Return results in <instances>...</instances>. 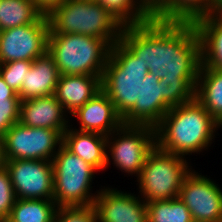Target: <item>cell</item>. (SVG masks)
<instances>
[{
    "label": "cell",
    "mask_w": 222,
    "mask_h": 222,
    "mask_svg": "<svg viewBox=\"0 0 222 222\" xmlns=\"http://www.w3.org/2000/svg\"><path fill=\"white\" fill-rule=\"evenodd\" d=\"M17 197L10 180L9 173L4 167L0 170V220L7 219Z\"/></svg>",
    "instance_id": "obj_30"
},
{
    "label": "cell",
    "mask_w": 222,
    "mask_h": 222,
    "mask_svg": "<svg viewBox=\"0 0 222 222\" xmlns=\"http://www.w3.org/2000/svg\"><path fill=\"white\" fill-rule=\"evenodd\" d=\"M111 46L82 34H49L47 52L61 75L102 76Z\"/></svg>",
    "instance_id": "obj_5"
},
{
    "label": "cell",
    "mask_w": 222,
    "mask_h": 222,
    "mask_svg": "<svg viewBox=\"0 0 222 222\" xmlns=\"http://www.w3.org/2000/svg\"><path fill=\"white\" fill-rule=\"evenodd\" d=\"M4 159L52 161L62 145V135L53 129L15 123L1 138Z\"/></svg>",
    "instance_id": "obj_10"
},
{
    "label": "cell",
    "mask_w": 222,
    "mask_h": 222,
    "mask_svg": "<svg viewBox=\"0 0 222 222\" xmlns=\"http://www.w3.org/2000/svg\"><path fill=\"white\" fill-rule=\"evenodd\" d=\"M168 0H160V11L166 6Z\"/></svg>",
    "instance_id": "obj_36"
},
{
    "label": "cell",
    "mask_w": 222,
    "mask_h": 222,
    "mask_svg": "<svg viewBox=\"0 0 222 222\" xmlns=\"http://www.w3.org/2000/svg\"><path fill=\"white\" fill-rule=\"evenodd\" d=\"M72 118L77 120L78 128L72 124ZM122 125V117L102 90L70 115V126L82 132H95L108 136Z\"/></svg>",
    "instance_id": "obj_15"
},
{
    "label": "cell",
    "mask_w": 222,
    "mask_h": 222,
    "mask_svg": "<svg viewBox=\"0 0 222 222\" xmlns=\"http://www.w3.org/2000/svg\"><path fill=\"white\" fill-rule=\"evenodd\" d=\"M0 97H19L18 93L10 88L0 76Z\"/></svg>",
    "instance_id": "obj_33"
},
{
    "label": "cell",
    "mask_w": 222,
    "mask_h": 222,
    "mask_svg": "<svg viewBox=\"0 0 222 222\" xmlns=\"http://www.w3.org/2000/svg\"><path fill=\"white\" fill-rule=\"evenodd\" d=\"M19 122L27 127L57 130L63 135L70 126V115L53 94L21 101Z\"/></svg>",
    "instance_id": "obj_16"
},
{
    "label": "cell",
    "mask_w": 222,
    "mask_h": 222,
    "mask_svg": "<svg viewBox=\"0 0 222 222\" xmlns=\"http://www.w3.org/2000/svg\"><path fill=\"white\" fill-rule=\"evenodd\" d=\"M44 13L33 0H0V30L38 22Z\"/></svg>",
    "instance_id": "obj_22"
},
{
    "label": "cell",
    "mask_w": 222,
    "mask_h": 222,
    "mask_svg": "<svg viewBox=\"0 0 222 222\" xmlns=\"http://www.w3.org/2000/svg\"><path fill=\"white\" fill-rule=\"evenodd\" d=\"M156 147V130L148 125H127L107 136L106 169L121 171L132 179L140 174L148 154Z\"/></svg>",
    "instance_id": "obj_8"
},
{
    "label": "cell",
    "mask_w": 222,
    "mask_h": 222,
    "mask_svg": "<svg viewBox=\"0 0 222 222\" xmlns=\"http://www.w3.org/2000/svg\"><path fill=\"white\" fill-rule=\"evenodd\" d=\"M49 22L44 15L38 22L0 31V64L33 61L48 49Z\"/></svg>",
    "instance_id": "obj_12"
},
{
    "label": "cell",
    "mask_w": 222,
    "mask_h": 222,
    "mask_svg": "<svg viewBox=\"0 0 222 222\" xmlns=\"http://www.w3.org/2000/svg\"><path fill=\"white\" fill-rule=\"evenodd\" d=\"M103 186L94 201L97 222H147L146 202L132 191Z\"/></svg>",
    "instance_id": "obj_14"
},
{
    "label": "cell",
    "mask_w": 222,
    "mask_h": 222,
    "mask_svg": "<svg viewBox=\"0 0 222 222\" xmlns=\"http://www.w3.org/2000/svg\"><path fill=\"white\" fill-rule=\"evenodd\" d=\"M120 41L164 85L195 90L201 66V43L193 22L162 21L152 17L124 26Z\"/></svg>",
    "instance_id": "obj_1"
},
{
    "label": "cell",
    "mask_w": 222,
    "mask_h": 222,
    "mask_svg": "<svg viewBox=\"0 0 222 222\" xmlns=\"http://www.w3.org/2000/svg\"><path fill=\"white\" fill-rule=\"evenodd\" d=\"M196 100L222 124V70L200 66L195 89Z\"/></svg>",
    "instance_id": "obj_21"
},
{
    "label": "cell",
    "mask_w": 222,
    "mask_h": 222,
    "mask_svg": "<svg viewBox=\"0 0 222 222\" xmlns=\"http://www.w3.org/2000/svg\"><path fill=\"white\" fill-rule=\"evenodd\" d=\"M65 0H33L36 6L47 15L53 8L62 4Z\"/></svg>",
    "instance_id": "obj_31"
},
{
    "label": "cell",
    "mask_w": 222,
    "mask_h": 222,
    "mask_svg": "<svg viewBox=\"0 0 222 222\" xmlns=\"http://www.w3.org/2000/svg\"><path fill=\"white\" fill-rule=\"evenodd\" d=\"M49 34H82L105 40L111 47L124 26L95 0H65L47 15Z\"/></svg>",
    "instance_id": "obj_3"
},
{
    "label": "cell",
    "mask_w": 222,
    "mask_h": 222,
    "mask_svg": "<svg viewBox=\"0 0 222 222\" xmlns=\"http://www.w3.org/2000/svg\"><path fill=\"white\" fill-rule=\"evenodd\" d=\"M220 129L221 125L195 98L171 107L163 116L155 127L156 146L189 160L190 155H204L205 151L211 150Z\"/></svg>",
    "instance_id": "obj_2"
},
{
    "label": "cell",
    "mask_w": 222,
    "mask_h": 222,
    "mask_svg": "<svg viewBox=\"0 0 222 222\" xmlns=\"http://www.w3.org/2000/svg\"><path fill=\"white\" fill-rule=\"evenodd\" d=\"M60 75L54 58L48 52L36 58L22 82L18 94L20 100L53 95Z\"/></svg>",
    "instance_id": "obj_19"
},
{
    "label": "cell",
    "mask_w": 222,
    "mask_h": 222,
    "mask_svg": "<svg viewBox=\"0 0 222 222\" xmlns=\"http://www.w3.org/2000/svg\"><path fill=\"white\" fill-rule=\"evenodd\" d=\"M147 222H194L190 210L179 199L146 202Z\"/></svg>",
    "instance_id": "obj_25"
},
{
    "label": "cell",
    "mask_w": 222,
    "mask_h": 222,
    "mask_svg": "<svg viewBox=\"0 0 222 222\" xmlns=\"http://www.w3.org/2000/svg\"><path fill=\"white\" fill-rule=\"evenodd\" d=\"M222 13V0H211V14Z\"/></svg>",
    "instance_id": "obj_34"
},
{
    "label": "cell",
    "mask_w": 222,
    "mask_h": 222,
    "mask_svg": "<svg viewBox=\"0 0 222 222\" xmlns=\"http://www.w3.org/2000/svg\"><path fill=\"white\" fill-rule=\"evenodd\" d=\"M57 208L54 200L17 198L7 219L10 222H53Z\"/></svg>",
    "instance_id": "obj_23"
},
{
    "label": "cell",
    "mask_w": 222,
    "mask_h": 222,
    "mask_svg": "<svg viewBox=\"0 0 222 222\" xmlns=\"http://www.w3.org/2000/svg\"><path fill=\"white\" fill-rule=\"evenodd\" d=\"M118 19L123 26L148 22L152 16L137 0H95Z\"/></svg>",
    "instance_id": "obj_26"
},
{
    "label": "cell",
    "mask_w": 222,
    "mask_h": 222,
    "mask_svg": "<svg viewBox=\"0 0 222 222\" xmlns=\"http://www.w3.org/2000/svg\"><path fill=\"white\" fill-rule=\"evenodd\" d=\"M137 1L152 17H155L160 12V0H137Z\"/></svg>",
    "instance_id": "obj_32"
},
{
    "label": "cell",
    "mask_w": 222,
    "mask_h": 222,
    "mask_svg": "<svg viewBox=\"0 0 222 222\" xmlns=\"http://www.w3.org/2000/svg\"><path fill=\"white\" fill-rule=\"evenodd\" d=\"M101 78L94 75H60L54 95L71 115L102 90Z\"/></svg>",
    "instance_id": "obj_17"
},
{
    "label": "cell",
    "mask_w": 222,
    "mask_h": 222,
    "mask_svg": "<svg viewBox=\"0 0 222 222\" xmlns=\"http://www.w3.org/2000/svg\"><path fill=\"white\" fill-rule=\"evenodd\" d=\"M4 167H5L4 152H3L2 144L0 142V170Z\"/></svg>",
    "instance_id": "obj_35"
},
{
    "label": "cell",
    "mask_w": 222,
    "mask_h": 222,
    "mask_svg": "<svg viewBox=\"0 0 222 222\" xmlns=\"http://www.w3.org/2000/svg\"><path fill=\"white\" fill-rule=\"evenodd\" d=\"M211 14V0H168L155 16L162 21L195 22Z\"/></svg>",
    "instance_id": "obj_24"
},
{
    "label": "cell",
    "mask_w": 222,
    "mask_h": 222,
    "mask_svg": "<svg viewBox=\"0 0 222 222\" xmlns=\"http://www.w3.org/2000/svg\"><path fill=\"white\" fill-rule=\"evenodd\" d=\"M201 43V65L222 70V13H214L194 22Z\"/></svg>",
    "instance_id": "obj_20"
},
{
    "label": "cell",
    "mask_w": 222,
    "mask_h": 222,
    "mask_svg": "<svg viewBox=\"0 0 222 222\" xmlns=\"http://www.w3.org/2000/svg\"><path fill=\"white\" fill-rule=\"evenodd\" d=\"M18 199L53 200V163L45 160L5 161Z\"/></svg>",
    "instance_id": "obj_13"
},
{
    "label": "cell",
    "mask_w": 222,
    "mask_h": 222,
    "mask_svg": "<svg viewBox=\"0 0 222 222\" xmlns=\"http://www.w3.org/2000/svg\"><path fill=\"white\" fill-rule=\"evenodd\" d=\"M53 222H97L94 205L88 206H60Z\"/></svg>",
    "instance_id": "obj_28"
},
{
    "label": "cell",
    "mask_w": 222,
    "mask_h": 222,
    "mask_svg": "<svg viewBox=\"0 0 222 222\" xmlns=\"http://www.w3.org/2000/svg\"><path fill=\"white\" fill-rule=\"evenodd\" d=\"M1 222H10L8 219L0 220Z\"/></svg>",
    "instance_id": "obj_37"
},
{
    "label": "cell",
    "mask_w": 222,
    "mask_h": 222,
    "mask_svg": "<svg viewBox=\"0 0 222 222\" xmlns=\"http://www.w3.org/2000/svg\"><path fill=\"white\" fill-rule=\"evenodd\" d=\"M216 182L195 169L185 177L178 198L194 222H222V188Z\"/></svg>",
    "instance_id": "obj_11"
},
{
    "label": "cell",
    "mask_w": 222,
    "mask_h": 222,
    "mask_svg": "<svg viewBox=\"0 0 222 222\" xmlns=\"http://www.w3.org/2000/svg\"><path fill=\"white\" fill-rule=\"evenodd\" d=\"M32 63L33 61L16 60L0 64V76L10 88L19 94L26 72L29 71Z\"/></svg>",
    "instance_id": "obj_27"
},
{
    "label": "cell",
    "mask_w": 222,
    "mask_h": 222,
    "mask_svg": "<svg viewBox=\"0 0 222 222\" xmlns=\"http://www.w3.org/2000/svg\"><path fill=\"white\" fill-rule=\"evenodd\" d=\"M52 163L53 200L57 206L94 205L95 198L103 187L100 184L101 187L93 191L95 174L99 172L63 145L58 148Z\"/></svg>",
    "instance_id": "obj_7"
},
{
    "label": "cell",
    "mask_w": 222,
    "mask_h": 222,
    "mask_svg": "<svg viewBox=\"0 0 222 222\" xmlns=\"http://www.w3.org/2000/svg\"><path fill=\"white\" fill-rule=\"evenodd\" d=\"M194 99L195 90H176L149 72L140 84V105H134L122 118L123 124L155 128L171 107Z\"/></svg>",
    "instance_id": "obj_9"
},
{
    "label": "cell",
    "mask_w": 222,
    "mask_h": 222,
    "mask_svg": "<svg viewBox=\"0 0 222 222\" xmlns=\"http://www.w3.org/2000/svg\"><path fill=\"white\" fill-rule=\"evenodd\" d=\"M62 145L98 172L105 171L107 136L95 132L78 131L69 126L62 135Z\"/></svg>",
    "instance_id": "obj_18"
},
{
    "label": "cell",
    "mask_w": 222,
    "mask_h": 222,
    "mask_svg": "<svg viewBox=\"0 0 222 222\" xmlns=\"http://www.w3.org/2000/svg\"><path fill=\"white\" fill-rule=\"evenodd\" d=\"M19 97H0V138L20 119Z\"/></svg>",
    "instance_id": "obj_29"
},
{
    "label": "cell",
    "mask_w": 222,
    "mask_h": 222,
    "mask_svg": "<svg viewBox=\"0 0 222 222\" xmlns=\"http://www.w3.org/2000/svg\"><path fill=\"white\" fill-rule=\"evenodd\" d=\"M148 73L147 63L138 59L120 40L111 47L101 89L122 118L134 105H140V84Z\"/></svg>",
    "instance_id": "obj_4"
},
{
    "label": "cell",
    "mask_w": 222,
    "mask_h": 222,
    "mask_svg": "<svg viewBox=\"0 0 222 222\" xmlns=\"http://www.w3.org/2000/svg\"><path fill=\"white\" fill-rule=\"evenodd\" d=\"M191 165L190 160L156 146L135 180L137 194L145 202L178 198L185 177L193 169Z\"/></svg>",
    "instance_id": "obj_6"
}]
</instances>
